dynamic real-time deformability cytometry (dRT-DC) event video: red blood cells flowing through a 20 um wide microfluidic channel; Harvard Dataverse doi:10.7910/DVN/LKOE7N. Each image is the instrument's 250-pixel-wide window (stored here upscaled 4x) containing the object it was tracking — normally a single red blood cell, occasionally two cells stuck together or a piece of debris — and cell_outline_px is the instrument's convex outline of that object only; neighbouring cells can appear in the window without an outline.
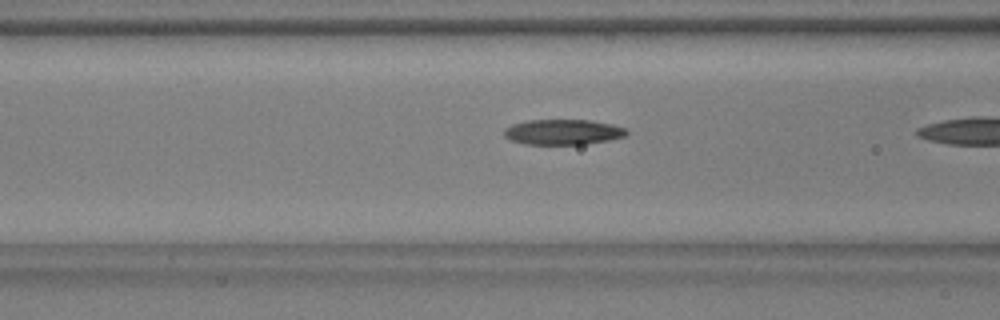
{"species": "common noctule bat (a hibernating species)", "species_latin": "Nyctalus noctula", "temperature_condition": "warm", "stored_images_in_passage": 16, "camera_frame_rate_fps": 3000, "um_per_image_px": 0.085, "animal": {"sex": "male", "body_mass_g": 17.9, "forearm_length_mm": 54.2}, "frame": {"image": 1, "passage_image": 15, "time_ms": 4.667, "image_size_px": [1000, 320], "cell_outline_px": [[628, 132], [624, 136], [608, 140], [584, 144], [524, 144], [512, 140], [504, 136], [504, 128], [512, 124], [528, 120], [588, 120], [612, 124], [624, 128]], "centroid_in_image_um": [47.82, 11.22], "position_along_channel_um": 118.8, "area_um2": 17.92}}